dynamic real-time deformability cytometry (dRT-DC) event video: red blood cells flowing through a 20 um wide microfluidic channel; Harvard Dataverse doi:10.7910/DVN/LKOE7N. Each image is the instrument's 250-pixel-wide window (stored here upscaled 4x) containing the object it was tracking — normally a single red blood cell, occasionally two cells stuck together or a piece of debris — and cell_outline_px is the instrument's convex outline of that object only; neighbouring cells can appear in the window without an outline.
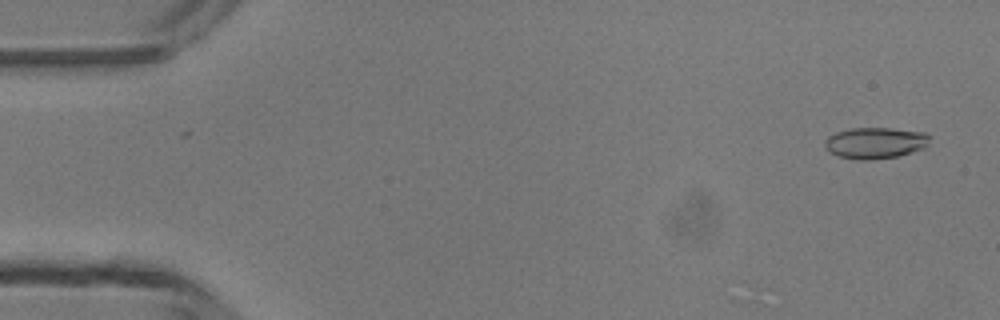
{"species": "common noctule bat (a hibernating species)", "species_latin": "Nyctalus noctula", "temperature_condition": "room temperature", "stored_images_in_passage": 4, "camera_frame_rate_fps": 3000, "um_per_image_px": 0.085, "animal": {"sex": "male", "body_mass_g": 13.3}, "frame": {"image": 1, "passage_image": 1, "time_ms": 0.0, "image_size_px": [1000, 320], "cell_outline_px": [[928, 144], [924, 148], [912, 152], [896, 156], [872, 160], [856, 160], [840, 156], [824, 148], [824, 140], [828, 136], [836, 132], [852, 128], [888, 128], [924, 132], [928, 136]], "centroid_in_image_um": [74.36, 12.15], "position_along_channel_um": 10.6, "area_um2": 19.02}}
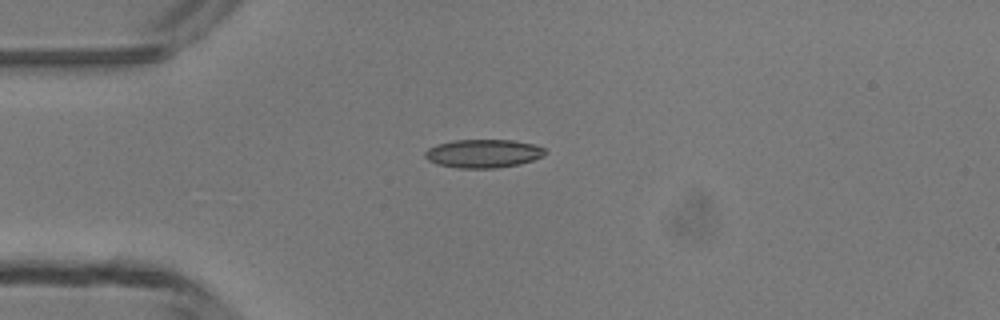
{"frame": {"image": 2, "passage_image": 4, "time_ms": 3.333, "image_size_px": [1000, 320], "cell_outline_px": [[548, 152], [544, 156], [520, 164], [496, 168], [456, 168], [436, 164], [428, 160], [424, 156], [424, 152], [428, 148], [436, 144], [452, 140], [512, 140], [536, 144], [544, 148]], "centroid_in_image_um": [41.08, 13.05], "position_along_channel_um": 43.9, "area_um2": 20.17}}